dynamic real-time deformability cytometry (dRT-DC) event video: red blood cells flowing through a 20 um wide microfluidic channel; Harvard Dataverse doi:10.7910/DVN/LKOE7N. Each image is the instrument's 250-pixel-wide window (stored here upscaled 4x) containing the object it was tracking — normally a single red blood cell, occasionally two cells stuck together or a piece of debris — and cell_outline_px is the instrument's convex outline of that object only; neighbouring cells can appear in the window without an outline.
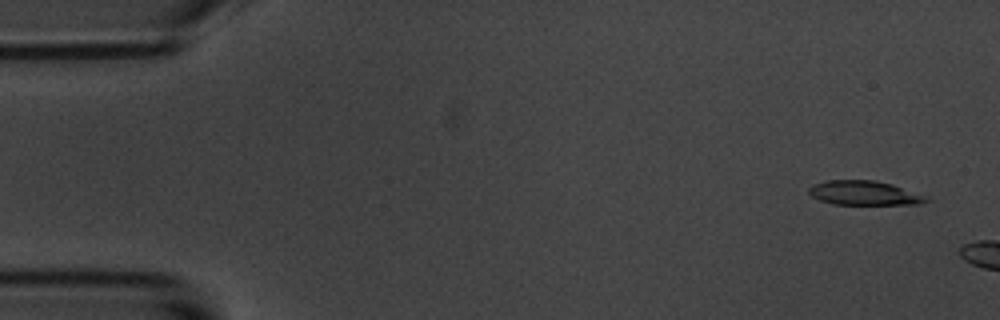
{"species": "common noctule bat (a hibernating species)", "species_latin": "Nyctalus noctula", "temperature_condition": "room temperature", "stored_images_in_passage": 7, "camera_frame_rate_fps": 3000, "um_per_image_px": 0.085, "animal": {"sex": "male", "body_mass_g": 20.1, "forearm_length_mm": 53.5}, "frame": {"image": 1, "passage_image": 3, "time_ms": 0.667, "image_size_px": [1000, 320], "cell_outline_px": [[932, 200], [920, 204], [832, 204], [820, 200], [812, 196], [808, 192], [808, 188], [812, 184], [828, 180], [876, 180], [892, 184], [924, 196]], "centroid_in_image_um": [73.42, 16.4], "position_along_channel_um": 11.6, "area_um2": 16.53}}